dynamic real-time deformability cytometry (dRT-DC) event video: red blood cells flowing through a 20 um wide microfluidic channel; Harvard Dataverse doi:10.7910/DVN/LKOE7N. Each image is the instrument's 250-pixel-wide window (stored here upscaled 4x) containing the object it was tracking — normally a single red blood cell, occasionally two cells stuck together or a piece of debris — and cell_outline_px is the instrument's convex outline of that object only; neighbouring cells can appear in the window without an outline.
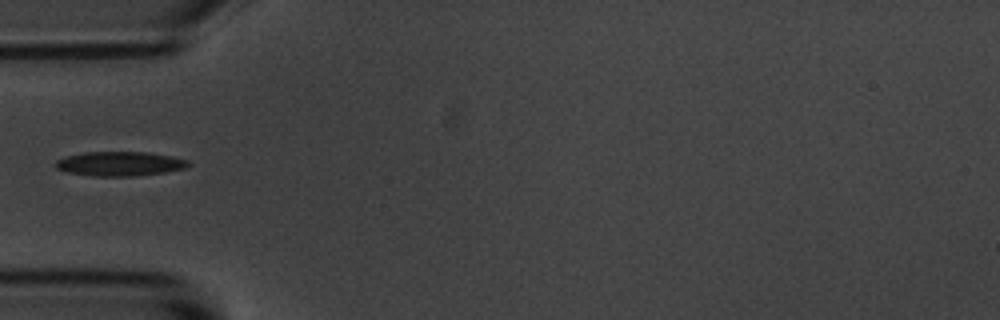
{"species": "common noctule bat (a hibernating species)", "species_latin": "Nyctalus noctula", "temperature_condition": "room temperature", "stored_images_in_passage": 3, "camera_frame_rate_fps": 3000, "um_per_image_px": 0.085, "animal": {"sex": "male", "body_mass_g": 20.1, "forearm_length_mm": 53.5}, "frame": {"image": 1, "passage_image": 2, "time_ms": 1.333, "image_size_px": [1000, 320], "cell_outline_px": [[192, 164], [184, 168], [164, 172], [132, 176], [92, 176], [64, 172], [56, 168], [56, 160], [64, 156], [84, 152], [144, 152], [172, 156], [188, 160]], "centroid_in_image_um": [10.14, 13.92], "position_along_channel_um": 74.9, "area_um2": 18.9}}